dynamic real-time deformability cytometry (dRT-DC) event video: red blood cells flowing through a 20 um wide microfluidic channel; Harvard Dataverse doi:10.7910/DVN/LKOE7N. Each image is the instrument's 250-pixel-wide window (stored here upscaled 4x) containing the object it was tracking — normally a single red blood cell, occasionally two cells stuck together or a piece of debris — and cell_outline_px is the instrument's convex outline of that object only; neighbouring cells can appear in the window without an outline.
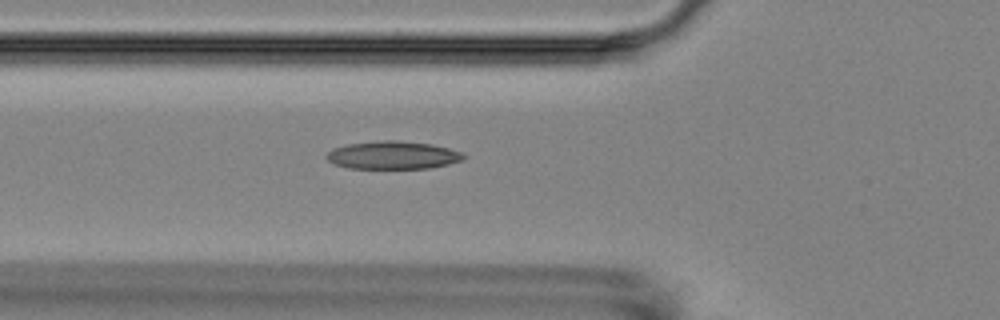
{"species": "Egyptian fruit bat (a non-hibernating species)", "species_latin": "Rousettus aegyptiacus", "temperature_condition": "room temperature", "stored_images_in_passage": 2, "camera_frame_rate_fps": 3000, "um_per_image_px": 0.085, "animal": {"sex": "female"}, "frame": {"image": 1, "passage_image": 2, "time_ms": 1.0, "image_size_px": [1000, 320], "cell_outline_px": [[468, 156], [464, 160], [448, 164], [428, 168], [348, 168], [332, 164], [324, 156], [332, 148], [348, 144], [380, 140], [396, 140], [432, 144], [448, 148], [460, 152]], "centroid_in_image_um": [33.37, 13.19], "position_along_channel_um": 92.4, "area_um2": 22.43}}